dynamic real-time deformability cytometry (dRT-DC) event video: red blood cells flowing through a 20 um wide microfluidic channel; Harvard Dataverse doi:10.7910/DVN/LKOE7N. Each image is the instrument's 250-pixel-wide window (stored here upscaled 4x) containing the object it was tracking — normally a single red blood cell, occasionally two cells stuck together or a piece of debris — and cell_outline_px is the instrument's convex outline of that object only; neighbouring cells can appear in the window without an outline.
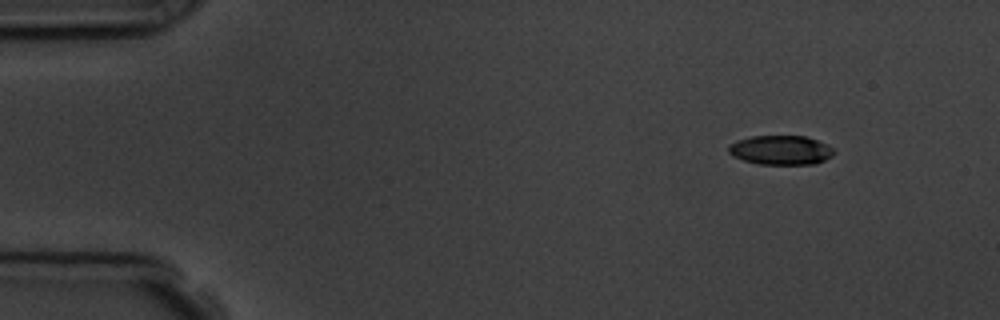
{"species": "common noctule bat (a hibernating species)", "species_latin": "Nyctalus noctula", "temperature_condition": "room temperature", "stored_images_in_passage": 4, "camera_frame_rate_fps": 3000, "um_per_image_px": 0.085, "animal": {"sex": "male", "body_mass_g": 19.5, "forearm_length_mm": 54.6}, "frame": {"image": 1, "passage_image": 1, "time_ms": 0.0, "image_size_px": [1000, 320], "cell_outline_px": [[836, 152], [832, 156], [816, 164], [760, 164], [744, 160], [732, 156], [728, 152], [728, 144], [736, 140], [752, 136], [808, 136], [828, 144]], "centroid_in_image_um": [66.37, 12.75], "position_along_channel_um": 18.6, "area_um2": 18.21}}
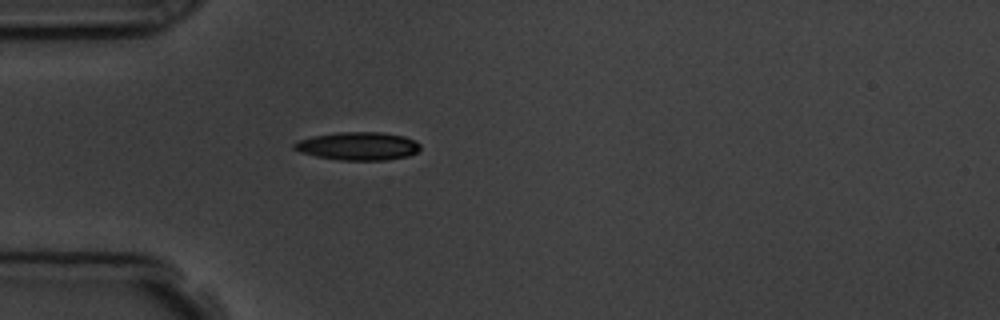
{"frame": {"image": 2, "passage_image": 4, "time_ms": 3.333, "image_size_px": [1000, 320], "cell_outline_px": [[420, 148], [416, 152], [408, 156], [384, 160], [340, 160], [316, 156], [300, 152], [292, 148], [292, 144], [300, 140], [312, 136], [336, 132], [384, 132], [404, 136], [416, 140], [420, 144]], "centroid_in_image_um": [30.43, 12.41], "position_along_channel_um": 54.6, "area_um2": 20.75}}